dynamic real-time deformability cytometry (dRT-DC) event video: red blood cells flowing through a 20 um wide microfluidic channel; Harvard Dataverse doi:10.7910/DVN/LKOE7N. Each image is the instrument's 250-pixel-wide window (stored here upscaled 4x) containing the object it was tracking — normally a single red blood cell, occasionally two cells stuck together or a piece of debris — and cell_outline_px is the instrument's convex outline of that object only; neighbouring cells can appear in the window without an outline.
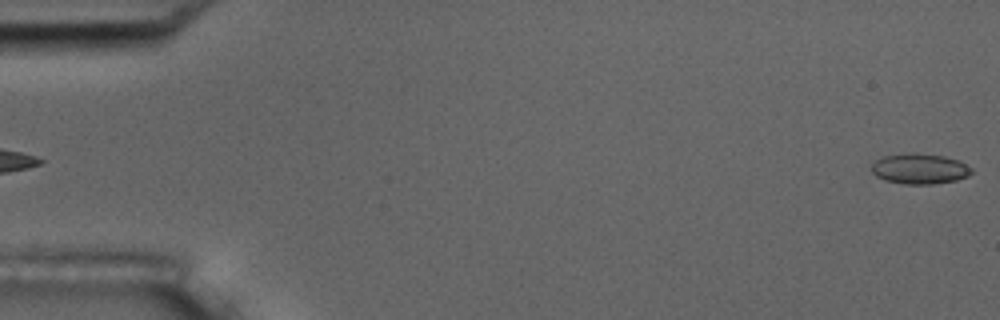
{"species": "common noctule bat (a hibernating species)", "species_latin": "Nyctalus noctula", "temperature_condition": "room temperature", "stored_images_in_passage": 5, "segment_of_instrument_passage": [2, 2], "camera_frame_rate_fps": 3000, "um_per_image_px": 0.085, "animal": {"sex": "male", "body_mass_g": 17.5, "forearm_length_mm": 52.3}, "frame": {"image": 1, "passage_image": 5, "time_ms": 4.667, "image_size_px": [1000, 320], "cell_outline_px": [[972, 172], [968, 176], [956, 180], [932, 184], [904, 184], [884, 180], [876, 176], [872, 172], [872, 164], [876, 160], [884, 156], [912, 152], [916, 152], [944, 156], [960, 160], [972, 168]], "centroid_in_image_um": [78.18, 14.34], "position_along_channel_um": 6.8, "area_um2": 17.86}}